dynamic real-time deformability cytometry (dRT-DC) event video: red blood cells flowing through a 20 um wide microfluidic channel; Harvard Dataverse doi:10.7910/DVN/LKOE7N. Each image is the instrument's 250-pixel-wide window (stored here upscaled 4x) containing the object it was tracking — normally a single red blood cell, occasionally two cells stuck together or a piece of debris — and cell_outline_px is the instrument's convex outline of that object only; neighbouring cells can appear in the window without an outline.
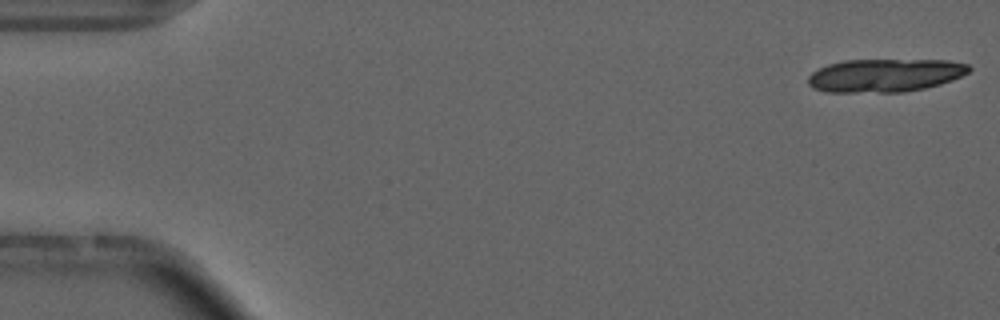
{"species": "common noctule bat (a hibernating species)", "species_latin": "Nyctalus noctula", "temperature_condition": "cold", "stored_images_in_passage": 17, "camera_frame_rate_fps": 3000, "um_per_image_px": 0.085, "animal": {"sex": "male", "forearm_length_mm": 52.5}, "frame": {"image": 1, "passage_image": 1, "time_ms": 0.0, "image_size_px": [1000, 320], "cell_outline_px": [[972, 68], [968, 72], [952, 80], [940, 84], [924, 88], [904, 92], [828, 92], [812, 88], [808, 84], [808, 76], [812, 72], [828, 64], [844, 60], [948, 60], [968, 64]], "centroid_in_image_um": [75.21, 6.4], "position_along_channel_um": 9.8, "area_um2": 31.15}}